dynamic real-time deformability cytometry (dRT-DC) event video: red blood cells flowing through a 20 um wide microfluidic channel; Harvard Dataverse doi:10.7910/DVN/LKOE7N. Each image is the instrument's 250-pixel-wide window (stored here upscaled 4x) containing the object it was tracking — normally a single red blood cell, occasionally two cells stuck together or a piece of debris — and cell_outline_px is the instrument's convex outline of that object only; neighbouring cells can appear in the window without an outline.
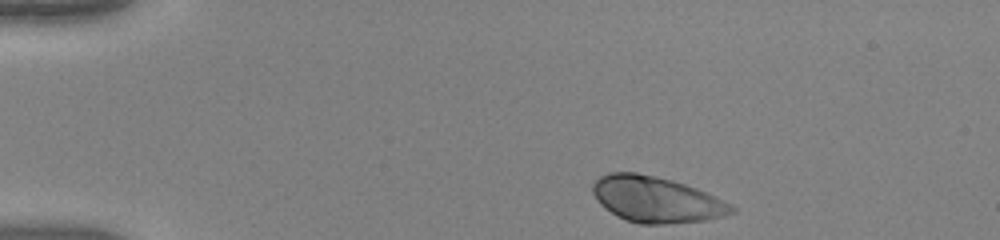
{"species": "human", "species_latin": "Homo sapiens", "temperature_condition": "warm", "stored_images_in_passage": 43, "camera_frame_rate_fps": 3000, "um_per_image_px": 0.085, "donor": {"sex": "female"}, "frame": {"image": 1, "passage_image": 1, "time_ms": 0.0, "image_size_px": [1000, 240], "cell_outline_px": [[736, 212], [724, 216], [704, 220], [664, 224], [640, 224], [624, 220], [616, 216], [604, 208], [596, 200], [592, 192], [592, 184], [600, 176], [608, 172], [636, 172], [672, 180], [696, 188], [732, 204], [736, 208]], "centroid_in_image_um": [55.75, 16.96], "position_along_channel_um": 29.2, "area_um2": 37.28}}
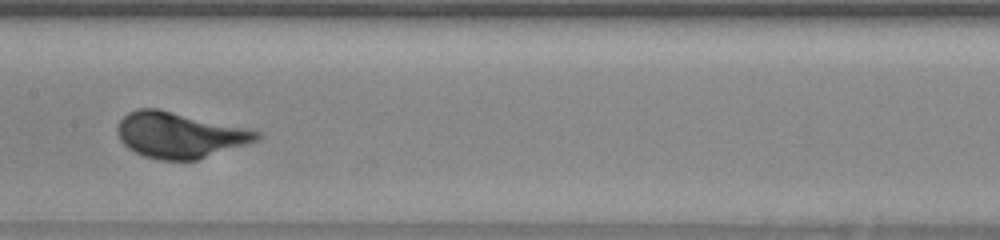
{"frame": {"image": 2, "passage_image": 19, "time_ms": 6.0, "image_size_px": [1000, 240], "cell_outline_px": [[260, 136], [256, 140], [248, 144], [196, 160], [160, 160], [144, 156], [128, 148], [120, 140], [116, 132], [116, 128], [120, 120], [128, 112], [136, 108], [160, 108], [248, 128], [260, 132]], "centroid_in_image_um": [15.24, 11.46], "position_along_channel_um": 192.2, "area_um2": 37.34}}
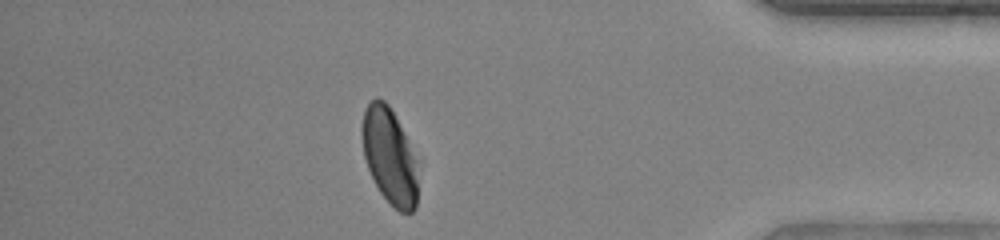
{"frame": {"image": 3, "passage_image": 37, "time_ms": 12.0, "image_size_px": [1000, 240], "cell_outline_px": [[416, 208], [412, 212], [400, 212], [380, 192], [368, 168], [364, 156], [360, 132], [360, 128], [364, 108], [376, 96], [384, 100], [388, 104], [416, 160]], "centroid_in_image_um": [33.05, 13.24], "position_along_channel_um": 402.2, "area_um2": 30.52}, "authors_computed_cell_mechanics": {"area_um2": 35.6626, "velocity_mm_per_s": 4.0227, "shape_relaxation_time_tau1_ms": 2.4351, "shape_relaxation_time_tau2_ms": null, "deformation_change_tau1": 0.1595, "deformation_change_tau2": null}}